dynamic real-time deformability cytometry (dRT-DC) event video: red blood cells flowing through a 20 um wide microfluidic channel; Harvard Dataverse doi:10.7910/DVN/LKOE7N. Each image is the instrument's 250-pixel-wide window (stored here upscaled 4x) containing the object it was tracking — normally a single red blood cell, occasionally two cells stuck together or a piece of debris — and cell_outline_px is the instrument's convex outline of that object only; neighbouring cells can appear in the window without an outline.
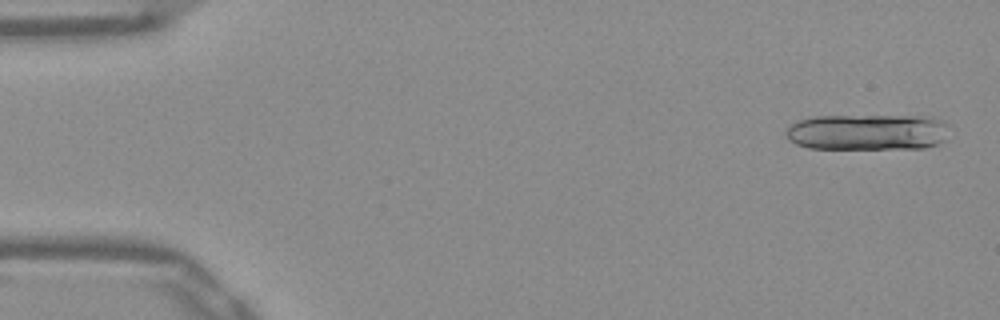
{"species": "Egyptian fruit bat (a non-hibernating species)", "species_latin": "Rousettus aegyptiacus", "temperature_condition": "warm", "stored_images_in_passage": 16, "camera_frame_rate_fps": 3000, "um_per_image_px": 0.085, "frame": {"image": 1, "passage_image": 2, "time_ms": 0.333, "image_size_px": [1000, 320], "cell_outline_px": [[948, 140], [924, 148], [808, 148], [796, 144], [788, 140], [784, 136], [784, 132], [792, 124], [800, 120], [812, 116], [932, 116], [944, 120], [948, 124]], "centroid_in_image_um": [73.79, 11.22], "position_along_channel_um": 11.2, "area_um2": 34.85}}